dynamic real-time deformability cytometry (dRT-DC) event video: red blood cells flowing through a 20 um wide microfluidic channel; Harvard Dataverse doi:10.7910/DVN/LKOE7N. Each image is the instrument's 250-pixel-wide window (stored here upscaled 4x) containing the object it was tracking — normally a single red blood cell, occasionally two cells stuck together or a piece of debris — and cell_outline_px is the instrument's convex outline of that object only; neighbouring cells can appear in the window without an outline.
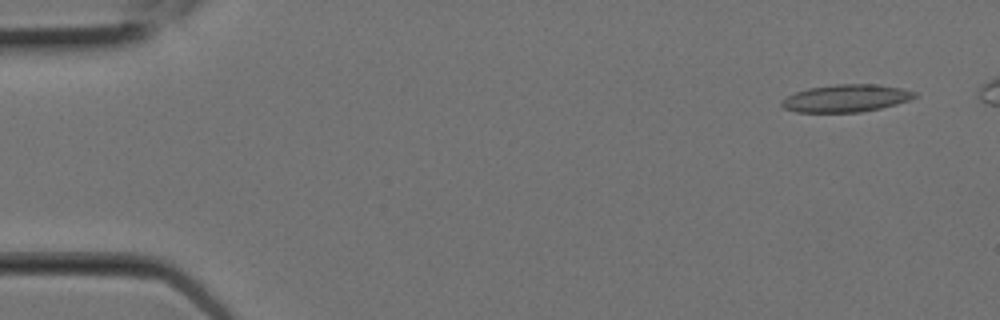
{"species": "Egyptian fruit bat (a non-hibernating species)", "species_latin": "Rousettus aegyptiacus", "temperature_condition": "room temperature", "stored_images_in_passage": 5, "camera_frame_rate_fps": 3000, "um_per_image_px": 0.085, "animal": {"sex": "female"}, "frame": {"image": 1, "passage_image": 1, "time_ms": 0.0, "image_size_px": [1000, 320], "cell_outline_px": [[916, 96], [908, 100], [896, 104], [880, 108], [860, 112], [796, 112], [784, 108], [780, 104], [780, 100], [796, 92], [808, 88], [836, 84], [880, 84], [900, 88], [916, 92]], "centroid_in_image_um": [71.89, 8.35], "position_along_channel_um": 13.1, "area_um2": 21.21}}